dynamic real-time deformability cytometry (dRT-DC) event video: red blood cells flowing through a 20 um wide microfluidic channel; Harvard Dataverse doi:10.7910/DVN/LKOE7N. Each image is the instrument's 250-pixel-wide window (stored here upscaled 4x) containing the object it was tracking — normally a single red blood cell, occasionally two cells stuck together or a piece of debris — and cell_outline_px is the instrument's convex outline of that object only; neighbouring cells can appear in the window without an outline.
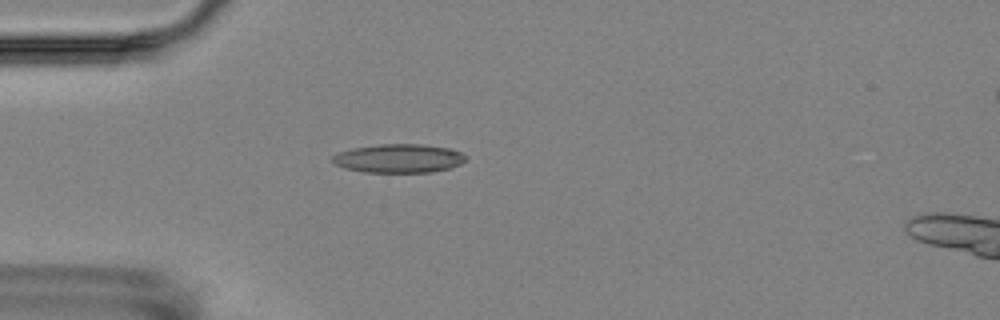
{"species": "Egyptian fruit bat (a non-hibernating species)", "species_latin": "Rousettus aegyptiacus", "temperature_condition": "room temperature", "stored_images_in_passage": 3, "camera_frame_rate_fps": 3000, "um_per_image_px": 0.085, "animal": {"sex": "female"}, "frame": {"image": 1, "passage_image": 3, "time_ms": 2.0, "image_size_px": [1000, 320], "cell_outline_px": [[468, 160], [460, 164], [448, 168], [432, 172], [364, 172], [348, 168], [336, 164], [332, 160], [332, 156], [336, 152], [352, 148], [380, 144], [424, 144], [448, 148], [460, 152], [468, 156]], "centroid_in_image_um": [33.92, 13.45], "position_along_channel_um": 51.1, "area_um2": 22.31}}